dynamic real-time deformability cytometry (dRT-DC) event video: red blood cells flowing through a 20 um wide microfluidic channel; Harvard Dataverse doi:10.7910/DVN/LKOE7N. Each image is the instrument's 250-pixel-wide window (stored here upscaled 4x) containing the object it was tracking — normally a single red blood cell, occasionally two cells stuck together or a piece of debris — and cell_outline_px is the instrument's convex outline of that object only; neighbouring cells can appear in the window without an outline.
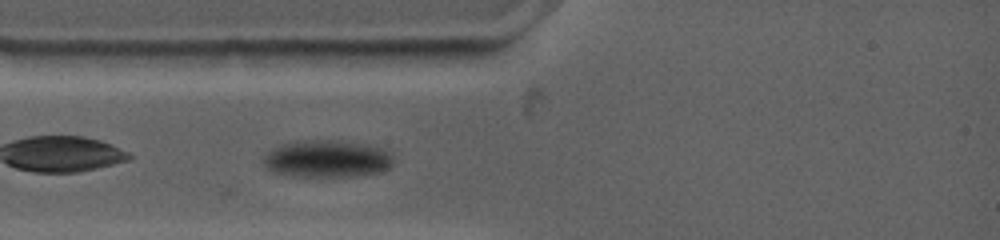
{"species": "common noctule bat (a hibernating species)", "species_latin": "Nyctalus noctula", "temperature_condition": "warm", "stored_images_in_passage": 24, "camera_frame_rate_fps": 4500, "um_per_image_px": 0.085, "animal": {"sex": "female", "body_mass_g": 19.0, "forearm_length_mm": 53.3}, "frame": {"image": 1, "passage_image": 3, "time_ms": 1.111, "image_size_px": [1000, 240], "cell_outline_px": [[392, 164], [388, 168], [380, 172], [356, 176], [292, 176], [272, 172], [264, 164], [264, 156], [268, 152], [280, 144], [300, 140], [340, 140], [364, 144], [380, 148], [388, 152], [392, 156]], "centroid_in_image_um": [27.78, 13.49], "position_along_channel_um": 57.2, "area_um2": 28.15}}
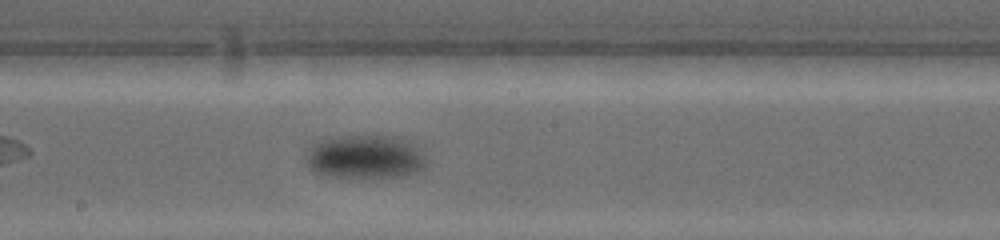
{"frame": {"image": 2, "passage_image": 11, "time_ms": 6.0, "image_size_px": [1000, 240], "cell_outline_px": [[424, 164], [416, 172], [408, 176], [328, 176], [316, 172], [308, 164], [308, 160], [312, 152], [320, 144], [328, 140], [340, 136], [384, 136], [400, 140], [412, 148], [416, 152]], "centroid_in_image_um": [31.01, 13.37], "position_along_channel_um": 217.2, "area_um2": 27.92}}
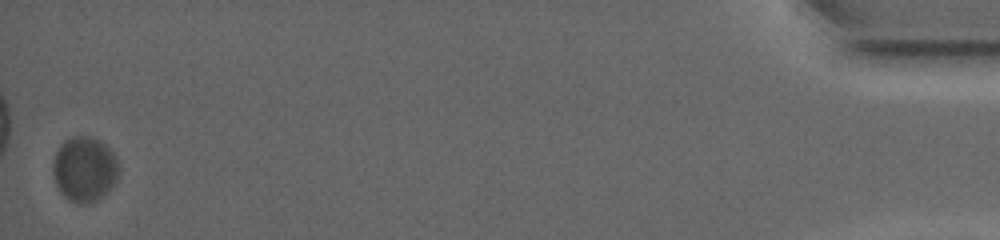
{"frame": {"image": 3, "passage_image": 24, "time_ms": 17.556, "image_size_px": [1000, 240], "cell_outline_px": [[120, 168], [116, 180], [112, 188], [104, 196], [88, 204], [80, 204], [68, 200], [60, 192], [56, 184], [52, 172], [52, 164], [56, 152], [60, 144], [64, 140], [72, 136], [92, 136], [100, 140], [116, 156]], "centroid_in_image_um": [7.19, 14.38], "position_along_channel_um": 428.0, "area_um2": 25.43}, "authors_computed_cell_mechanics": {"area_um2": 27.3683, "velocity_mm_per_s": 3.271, "shape_relaxation_time_tau1_ms": 2.7997, "shape_relaxation_time_tau2_ms": null, "deformation_change_tau1": 0.0969, "deformation_change_tau2": null}}